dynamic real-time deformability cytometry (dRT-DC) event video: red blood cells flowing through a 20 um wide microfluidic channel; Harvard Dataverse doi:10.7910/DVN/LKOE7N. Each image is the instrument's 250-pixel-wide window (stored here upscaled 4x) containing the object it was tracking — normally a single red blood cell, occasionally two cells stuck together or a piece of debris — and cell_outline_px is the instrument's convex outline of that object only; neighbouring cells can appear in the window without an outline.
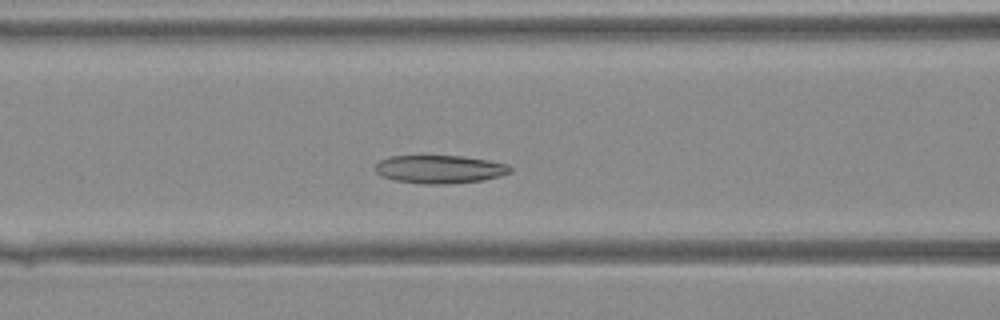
{"species": "Egyptian fruit bat (a non-hibernating species)", "species_latin": "Rousettus aegyptiacus", "temperature_condition": "warm", "stored_images_in_passage": 37, "camera_frame_rate_fps": 3000, "um_per_image_px": 0.085, "animal": {"sex": "female"}, "frame": {"image": 1, "passage_image": 12, "time_ms": 3.667, "image_size_px": [1000, 320], "cell_outline_px": [[512, 172], [500, 176], [484, 180], [448, 184], [424, 184], [396, 180], [380, 176], [376, 172], [376, 164], [380, 160], [392, 156], [464, 156], [488, 160], [508, 164], [512, 168]], "centroid_in_image_um": [37.41, 14.39], "position_along_channel_um": 129.2, "area_um2": 22.2}}
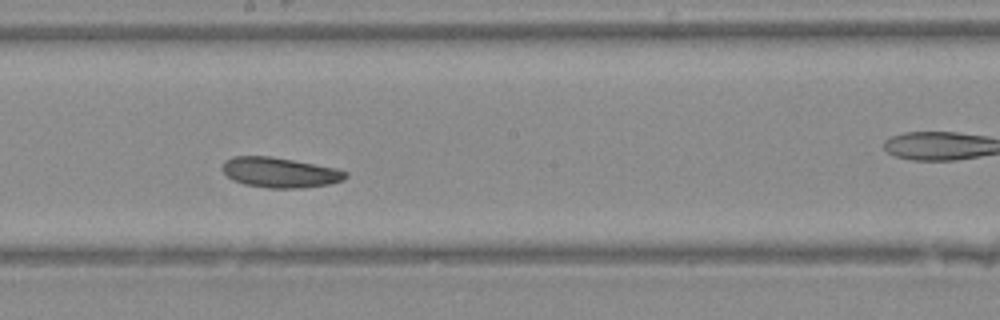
{"frame": {"image": 2, "passage_image": 18, "time_ms": 5.667, "image_size_px": [1000, 320], "cell_outline_px": [[348, 176], [344, 180], [332, 184], [300, 188], [268, 188], [244, 184], [232, 180], [224, 172], [224, 160], [232, 156], [272, 156], [336, 168], [348, 172]], "centroid_in_image_um": [23.82, 14.66], "position_along_channel_um": 224.4, "area_um2": 21.73}}
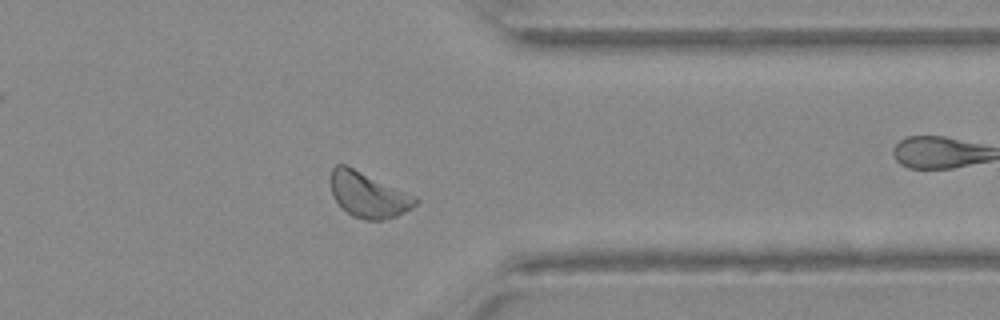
{"frame": {"image": 3, "passage_image": 28, "time_ms": 9.0, "image_size_px": [1000, 320], "cell_outline_px": [[420, 200], [412, 208], [396, 216], [384, 220], [364, 220], [352, 216], [336, 200], [332, 192], [328, 180], [332, 168], [336, 164], [344, 164], [416, 196]], "centroid_in_image_um": [31.29, 16.56], "position_along_channel_um": 380.1, "area_um2": 22.31}}